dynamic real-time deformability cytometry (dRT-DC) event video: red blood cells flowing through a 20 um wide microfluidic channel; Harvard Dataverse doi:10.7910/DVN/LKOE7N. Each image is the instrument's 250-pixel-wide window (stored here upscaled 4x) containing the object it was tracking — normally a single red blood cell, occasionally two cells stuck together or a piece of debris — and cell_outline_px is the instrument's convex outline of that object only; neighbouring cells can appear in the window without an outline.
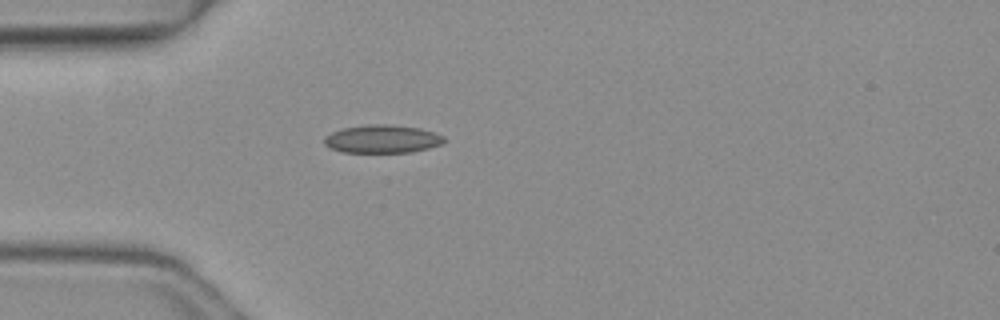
{"species": "common noctule bat (a hibernating species)", "species_latin": "Nyctalus noctula", "temperature_condition": "warm", "stored_images_in_passage": 1, "camera_frame_rate_fps": 3000, "um_per_image_px": 0.085, "animal": {"sex": "female", "body_mass_g": 19.3, "forearm_length_mm": 54.1}, "frame": {"image": 1, "passage_image": 1, "time_ms": 0.0, "image_size_px": [1000, 320], "cell_outline_px": [[448, 140], [440, 144], [428, 148], [408, 152], [340, 152], [324, 144], [324, 136], [332, 132], [344, 128], [368, 124], [388, 124], [420, 128], [444, 136]], "centroid_in_image_um": [32.49, 11.81], "position_along_channel_um": 52.5, "area_um2": 19.54}}